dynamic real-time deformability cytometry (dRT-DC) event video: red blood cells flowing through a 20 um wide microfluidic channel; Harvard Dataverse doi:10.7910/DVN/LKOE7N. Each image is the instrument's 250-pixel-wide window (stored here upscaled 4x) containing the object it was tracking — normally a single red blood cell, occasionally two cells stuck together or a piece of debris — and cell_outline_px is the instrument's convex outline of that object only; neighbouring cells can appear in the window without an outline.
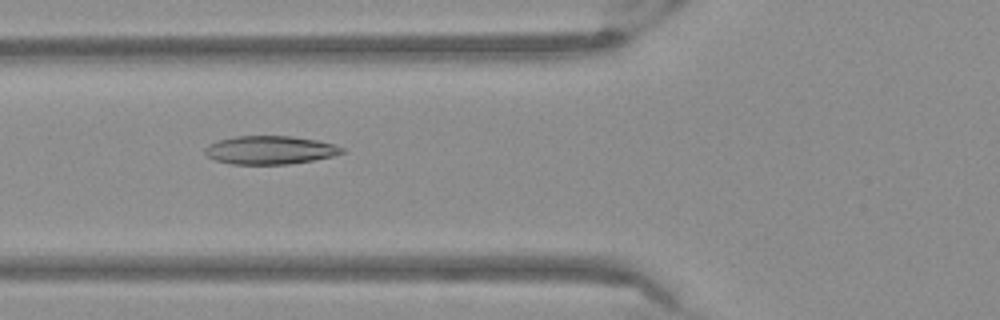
{"species": "Egyptian fruit bat (a non-hibernating species)", "species_latin": "Rousettus aegyptiacus", "temperature_condition": "warm", "stored_images_in_passage": 42, "camera_frame_rate_fps": 3000, "um_per_image_px": 0.085, "frame": {"image": 1, "passage_image": 10, "time_ms": 3.0, "image_size_px": [1000, 320], "cell_outline_px": [[344, 152], [332, 156], [312, 160], [288, 164], [232, 164], [216, 160], [208, 156], [204, 152], [204, 148], [208, 144], [220, 140], [236, 136], [292, 136], [316, 140], [332, 144], [344, 148]], "centroid_in_image_um": [22.93, 12.75], "position_along_channel_um": 102.9, "area_um2": 22.43}}
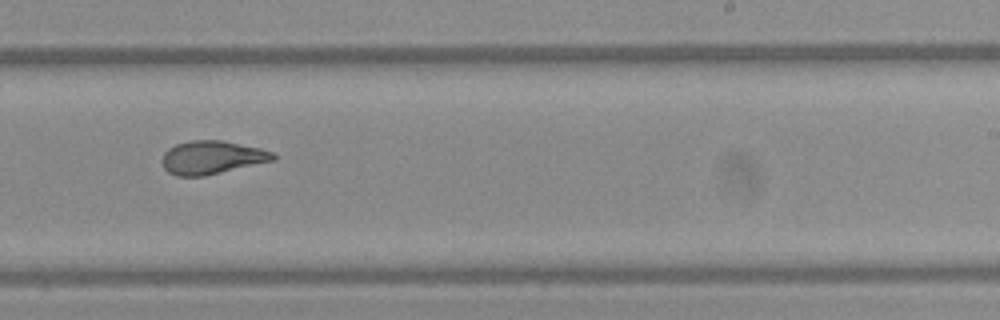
{"frame": {"image": 2, "passage_image": 23, "time_ms": 7.333, "image_size_px": [1000, 320], "cell_outline_px": [[276, 160], [204, 176], [176, 176], [168, 172], [164, 168], [160, 160], [164, 152], [168, 148], [176, 144], [192, 140], [220, 140], [260, 148], [272, 152], [276, 156]], "centroid_in_image_um": [17.98, 13.39], "position_along_channel_um": 271.0, "area_um2": 21.62}}
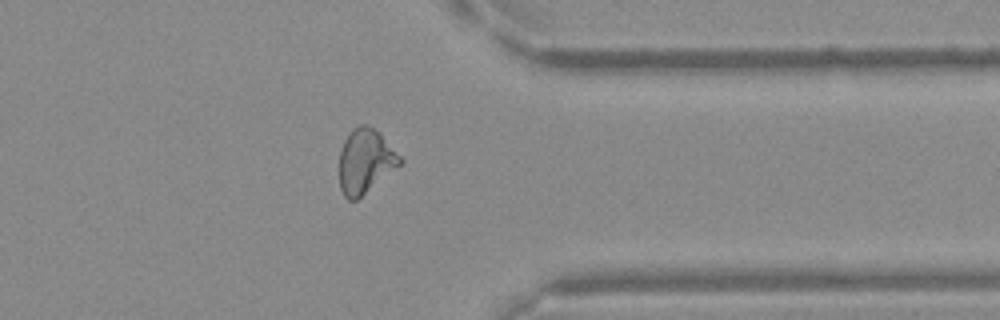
{"frame": {"image": 3, "passage_image": 32, "time_ms": 10.333, "image_size_px": [1000, 320], "cell_outline_px": [[404, 160], [400, 164], [356, 200], [348, 200], [344, 196], [340, 188], [340, 152], [344, 140], [352, 128], [360, 124], [368, 124]], "centroid_in_image_um": [31.01, 13.7], "position_along_channel_um": 380.4, "area_um2": 22.02}}